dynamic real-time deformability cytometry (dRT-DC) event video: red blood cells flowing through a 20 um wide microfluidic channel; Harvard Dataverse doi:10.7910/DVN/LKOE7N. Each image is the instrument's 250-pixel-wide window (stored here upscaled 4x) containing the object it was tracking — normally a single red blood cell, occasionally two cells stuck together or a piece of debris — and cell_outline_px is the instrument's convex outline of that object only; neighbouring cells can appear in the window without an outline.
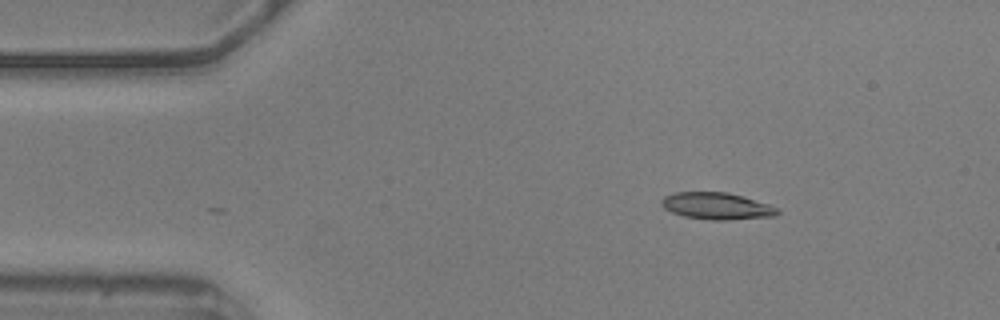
{"species": "common noctule bat (a hibernating species)", "species_latin": "Nyctalus noctula", "temperature_condition": "warm", "stored_images_in_passage": 3, "camera_frame_rate_fps": 3000, "um_per_image_px": 0.085, "animal": {"sex": "male", "body_mass_g": 20.5, "forearm_length_mm": 52.5}, "frame": {"image": 1, "passage_image": 3, "time_ms": 0.667, "image_size_px": [1000, 320], "cell_outline_px": [[780, 212], [776, 216], [728, 220], [712, 220], [684, 216], [672, 212], [664, 208], [660, 204], [660, 200], [664, 196], [676, 192], [728, 192], [768, 204], [780, 208]], "centroid_in_image_um": [60.93, 17.51], "position_along_channel_um": 24.1, "area_um2": 18.21}}